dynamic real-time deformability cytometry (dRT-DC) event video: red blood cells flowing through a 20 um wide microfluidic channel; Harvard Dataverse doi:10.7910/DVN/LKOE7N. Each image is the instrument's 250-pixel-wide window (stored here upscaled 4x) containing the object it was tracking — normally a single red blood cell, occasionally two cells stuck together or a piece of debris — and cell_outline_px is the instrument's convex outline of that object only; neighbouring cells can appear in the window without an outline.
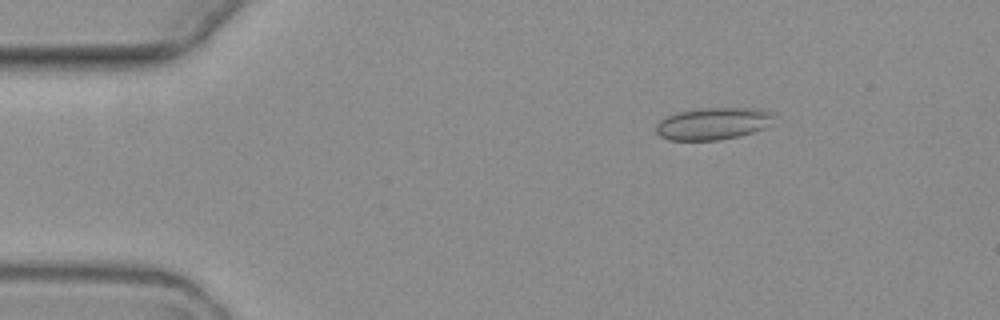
{"species": "common noctule bat (a hibernating species)", "species_latin": "Nyctalus noctula", "temperature_condition": "warm", "stored_images_in_passage": 5, "camera_frame_rate_fps": 3000, "um_per_image_px": 0.085, "animal": {"sex": "female", "body_mass_g": 19.3, "forearm_length_mm": 54.1}, "frame": {"image": 1, "passage_image": 2, "time_ms": 2.0, "image_size_px": [1000, 320], "cell_outline_px": [[776, 112], [772, 124], [764, 128], [740, 136], [720, 140], [668, 140], [660, 136], [656, 132], [656, 124], [660, 120], [676, 112], [700, 108], [764, 108]], "centroid_in_image_um": [60.67, 10.49], "position_along_channel_um": 24.3, "area_um2": 22.48}}